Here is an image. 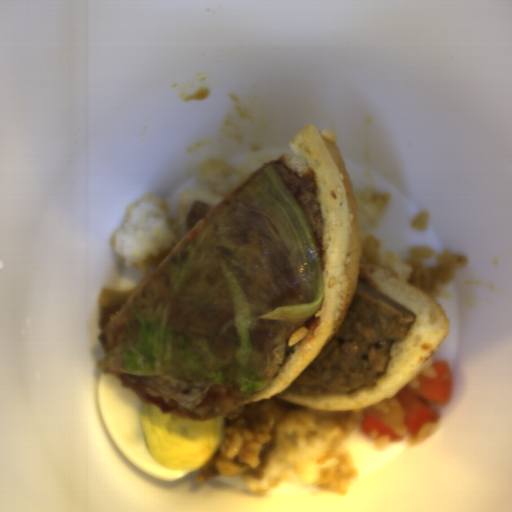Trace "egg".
<instances>
[{
	"instance_id": "obj_1",
	"label": "egg",
	"mask_w": 512,
	"mask_h": 512,
	"mask_svg": "<svg viewBox=\"0 0 512 512\" xmlns=\"http://www.w3.org/2000/svg\"><path fill=\"white\" fill-rule=\"evenodd\" d=\"M97 403L115 446L137 469L159 481L195 472L223 444L225 417L191 420L163 414L105 371L97 382Z\"/></svg>"
}]
</instances>
